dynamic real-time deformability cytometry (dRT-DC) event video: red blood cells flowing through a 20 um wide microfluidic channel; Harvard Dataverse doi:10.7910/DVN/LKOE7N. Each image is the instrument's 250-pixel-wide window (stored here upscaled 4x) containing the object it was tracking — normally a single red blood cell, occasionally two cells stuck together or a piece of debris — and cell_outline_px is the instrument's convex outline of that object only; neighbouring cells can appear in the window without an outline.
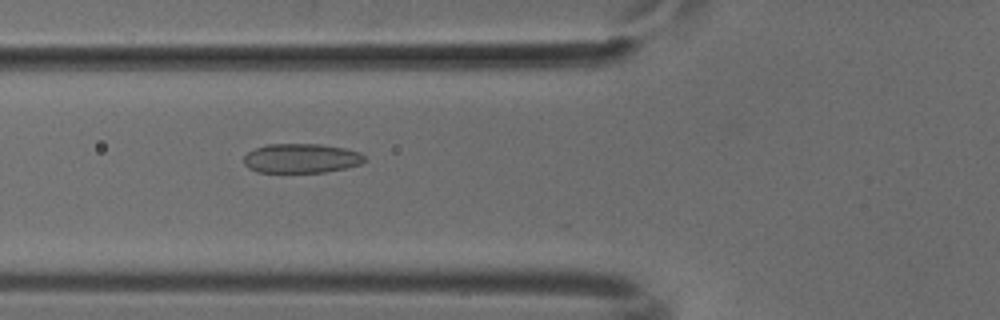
{"species": "common noctule bat (a hibernating species)", "species_latin": "Nyctalus noctula", "temperature_condition": "cold", "stored_images_in_passage": 18, "camera_frame_rate_fps": 3000, "um_per_image_px": 0.085, "animal": {"sex": "male", "body_mass_g": 18.8}, "frame": {"image": 1, "passage_image": 10, "time_ms": 3.0, "image_size_px": [1000, 320], "cell_outline_px": [[368, 160], [360, 164], [344, 168], [324, 172], [256, 172], [248, 168], [244, 164], [244, 156], [248, 152], [256, 148], [268, 144], [320, 144], [344, 148], [360, 152]], "centroid_in_image_um": [25.61, 13.46], "position_along_channel_um": 100.2, "area_um2": 20.69}}
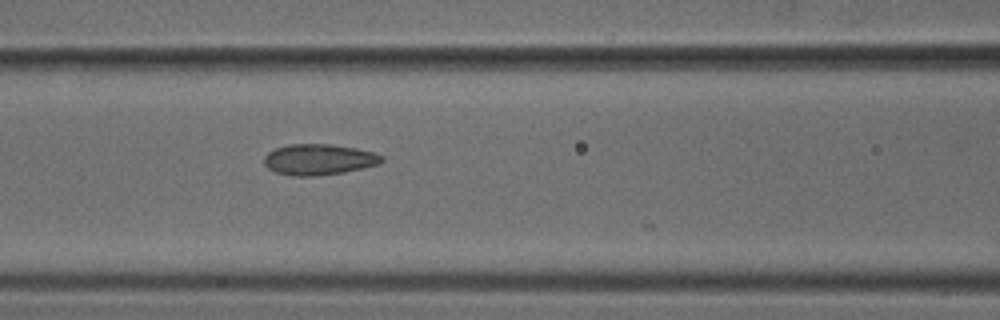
{"frame": {"image": 2, "passage_image": 13, "time_ms": 4.0, "image_size_px": [1000, 320], "cell_outline_px": [[384, 160], [380, 164], [344, 172], [316, 176], [292, 176], [276, 172], [268, 168], [264, 164], [264, 156], [268, 152], [276, 148], [288, 144], [332, 144], [356, 148], [376, 152], [384, 156]], "centroid_in_image_um": [27.13, 13.55], "position_along_channel_um": 139.5, "area_um2": 21.39}}
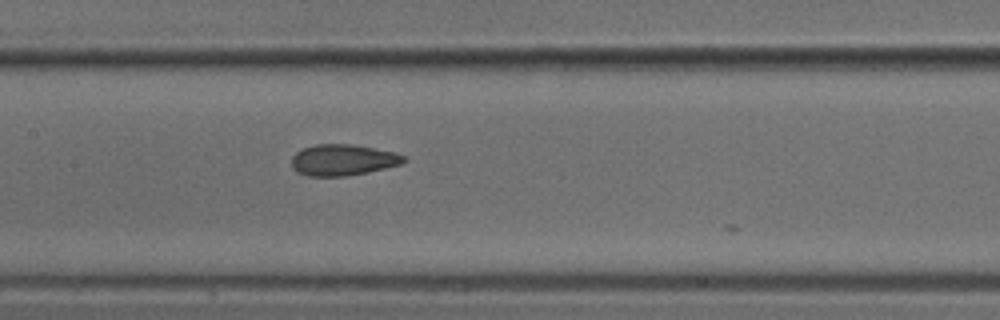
{"frame": {"image": 3, "passage_image": 16, "time_ms": 5.0, "image_size_px": [1000, 320], "cell_outline_px": [[408, 160], [404, 164], [368, 172], [344, 176], [308, 176], [296, 172], [292, 168], [292, 156], [296, 152], [304, 148], [316, 144], [352, 144], [396, 152], [404, 156]], "centroid_in_image_um": [29.17, 13.6], "position_along_channel_um": 178.2, "area_um2": 20.58}}